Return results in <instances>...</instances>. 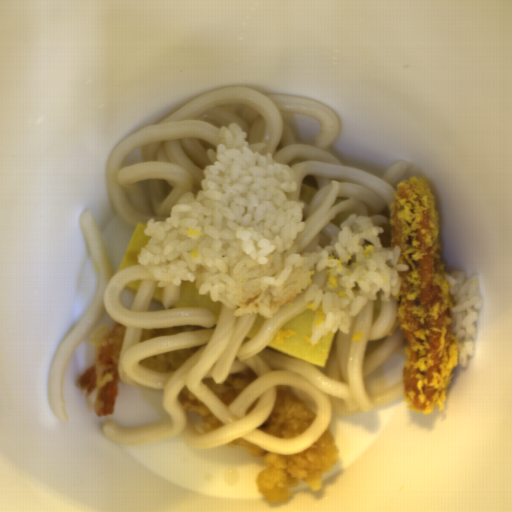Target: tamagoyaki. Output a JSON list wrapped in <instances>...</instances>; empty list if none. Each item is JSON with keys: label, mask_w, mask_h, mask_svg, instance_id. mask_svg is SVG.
<instances>
[{"label": "tamagoyaki", "mask_w": 512, "mask_h": 512, "mask_svg": "<svg viewBox=\"0 0 512 512\" xmlns=\"http://www.w3.org/2000/svg\"><path fill=\"white\" fill-rule=\"evenodd\" d=\"M141 285H142L141 280H137V281H132L123 287H125L126 289H128L129 291H131L132 293L137 295Z\"/></svg>", "instance_id": "9"}, {"label": "tamagoyaki", "mask_w": 512, "mask_h": 512, "mask_svg": "<svg viewBox=\"0 0 512 512\" xmlns=\"http://www.w3.org/2000/svg\"><path fill=\"white\" fill-rule=\"evenodd\" d=\"M164 288H165V286L164 287L156 286V288L152 294V297L150 299V301L156 303L157 305H159L161 307H162V292H163Z\"/></svg>", "instance_id": "8"}, {"label": "tamagoyaki", "mask_w": 512, "mask_h": 512, "mask_svg": "<svg viewBox=\"0 0 512 512\" xmlns=\"http://www.w3.org/2000/svg\"><path fill=\"white\" fill-rule=\"evenodd\" d=\"M147 226L144 224L137 223L133 234L130 238V241L126 247V250L123 254L122 260L120 262L117 273L135 266H141L138 262L137 256L140 253L141 249L147 245L148 241L151 239L144 232Z\"/></svg>", "instance_id": "3"}, {"label": "tamagoyaki", "mask_w": 512, "mask_h": 512, "mask_svg": "<svg viewBox=\"0 0 512 512\" xmlns=\"http://www.w3.org/2000/svg\"><path fill=\"white\" fill-rule=\"evenodd\" d=\"M356 215L353 211L338 212L337 215L329 220L332 225L340 230L341 225L351 216Z\"/></svg>", "instance_id": "7"}, {"label": "tamagoyaki", "mask_w": 512, "mask_h": 512, "mask_svg": "<svg viewBox=\"0 0 512 512\" xmlns=\"http://www.w3.org/2000/svg\"><path fill=\"white\" fill-rule=\"evenodd\" d=\"M179 299L171 307H204L213 312L214 324L217 325L223 304L213 302L209 295L199 294L195 283L181 281L178 285Z\"/></svg>", "instance_id": "2"}, {"label": "tamagoyaki", "mask_w": 512, "mask_h": 512, "mask_svg": "<svg viewBox=\"0 0 512 512\" xmlns=\"http://www.w3.org/2000/svg\"><path fill=\"white\" fill-rule=\"evenodd\" d=\"M315 311L308 308L284 323L267 347L318 367L326 366L336 332L328 331L311 343Z\"/></svg>", "instance_id": "1"}, {"label": "tamagoyaki", "mask_w": 512, "mask_h": 512, "mask_svg": "<svg viewBox=\"0 0 512 512\" xmlns=\"http://www.w3.org/2000/svg\"><path fill=\"white\" fill-rule=\"evenodd\" d=\"M375 296H376V300H372L373 317H372L371 325L375 324L377 322V320L380 318L381 308H382V303H383V301H381V299H380V296H381L380 291L376 292Z\"/></svg>", "instance_id": "6"}, {"label": "tamagoyaki", "mask_w": 512, "mask_h": 512, "mask_svg": "<svg viewBox=\"0 0 512 512\" xmlns=\"http://www.w3.org/2000/svg\"><path fill=\"white\" fill-rule=\"evenodd\" d=\"M269 318H264L262 317L261 315H259L258 313H256V318L254 320V322L252 323L251 327L249 328L247 334H246V337L245 339H253L258 331L260 330L261 326L268 320Z\"/></svg>", "instance_id": "5"}, {"label": "tamagoyaki", "mask_w": 512, "mask_h": 512, "mask_svg": "<svg viewBox=\"0 0 512 512\" xmlns=\"http://www.w3.org/2000/svg\"><path fill=\"white\" fill-rule=\"evenodd\" d=\"M398 326H399V320H398V315H397L395 320H394V322H393V324H392V327H391L390 331L387 333V336L388 337L389 336H393L395 331L397 330Z\"/></svg>", "instance_id": "10"}, {"label": "tamagoyaki", "mask_w": 512, "mask_h": 512, "mask_svg": "<svg viewBox=\"0 0 512 512\" xmlns=\"http://www.w3.org/2000/svg\"><path fill=\"white\" fill-rule=\"evenodd\" d=\"M320 190L315 189L309 185L301 184V195L299 201L307 205L316 196Z\"/></svg>", "instance_id": "4"}]
</instances>
